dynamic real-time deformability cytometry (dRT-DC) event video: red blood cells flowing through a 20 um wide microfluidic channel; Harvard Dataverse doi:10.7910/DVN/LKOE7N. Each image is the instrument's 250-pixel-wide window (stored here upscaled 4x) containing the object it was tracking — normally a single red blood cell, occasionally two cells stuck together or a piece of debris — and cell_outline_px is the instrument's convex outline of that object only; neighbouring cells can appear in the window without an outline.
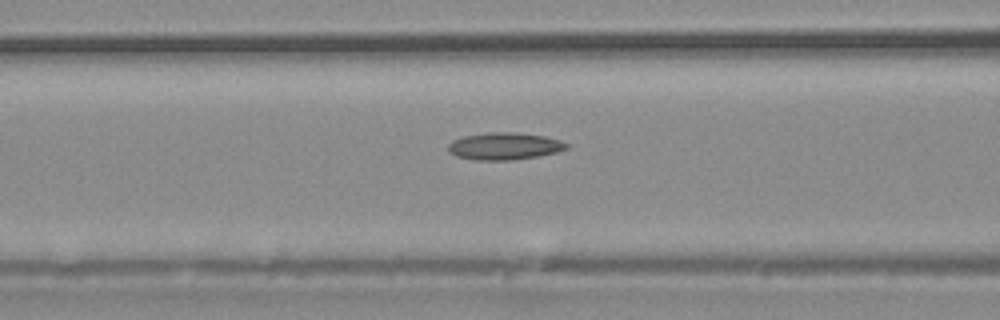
{"species": "common noctule bat (a hibernating species)", "species_latin": "Nyctalus noctula", "temperature_condition": "warm", "stored_images_in_passage": 39, "camera_frame_rate_fps": 3000, "um_per_image_px": 0.085, "animal": {"sex": "male", "body_mass_g": 20.4}, "frame": {"image": 1, "passage_image": 16, "time_ms": 5.0, "image_size_px": [1000, 320], "cell_outline_px": [[568, 148], [556, 152], [540, 156], [512, 160], [476, 160], [456, 156], [448, 152], [448, 144], [452, 140], [464, 136], [492, 132], [512, 132], [544, 136], [560, 140], [568, 144]], "centroid_in_image_um": [42.86, 12.43], "position_along_channel_um": 123.7, "area_um2": 18.73}}
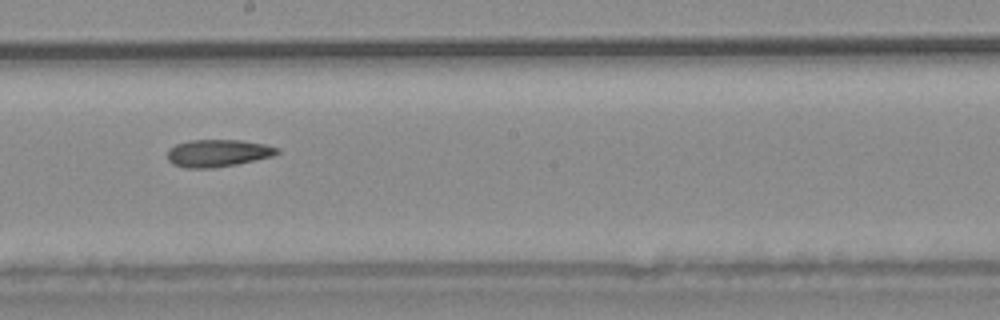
{"frame": {"image": 2, "passage_image": 22, "time_ms": 7.0, "image_size_px": [1000, 320], "cell_outline_px": [[280, 152], [272, 156], [236, 164], [212, 168], [184, 168], [172, 164], [168, 160], [168, 148], [176, 144], [188, 140], [240, 140], [264, 144], [280, 148]], "centroid_in_image_um": [18.49, 13.01], "position_along_channel_um": 229.7, "area_um2": 17.51}}
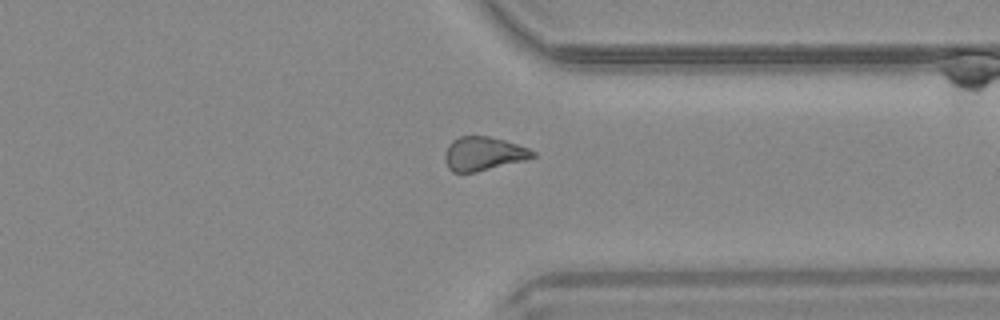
{"frame": {"image": 3, "passage_image": 30, "time_ms": 9.667, "image_size_px": [1000, 320], "cell_outline_px": [[536, 156], [524, 160], [476, 172], [452, 172], [448, 168], [444, 160], [444, 156], [448, 144], [452, 140], [460, 136], [488, 136], [504, 140], [528, 148], [536, 152]], "centroid_in_image_um": [41.06, 13.06], "position_along_channel_um": 370.3, "area_um2": 17.22}}